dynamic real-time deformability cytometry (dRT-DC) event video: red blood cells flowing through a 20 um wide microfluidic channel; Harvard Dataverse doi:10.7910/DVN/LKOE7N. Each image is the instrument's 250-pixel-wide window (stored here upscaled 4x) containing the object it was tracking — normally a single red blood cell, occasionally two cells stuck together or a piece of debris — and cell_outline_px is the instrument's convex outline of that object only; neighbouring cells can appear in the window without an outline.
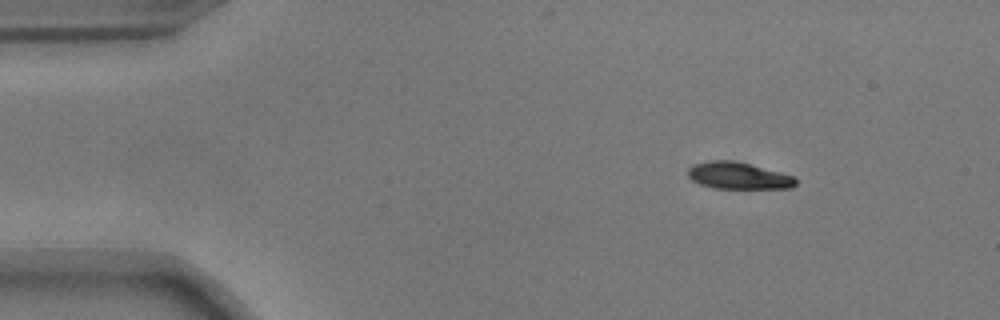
{"species": "common noctule bat (a hibernating species)", "species_latin": "Nyctalus noctula", "temperature_condition": "warm", "stored_images_in_passage": 48, "camera_frame_rate_fps": 3000, "um_per_image_px": 0.085, "animal": {"sex": "male", "body_mass_g": 17.9}, "frame": {"image": 1, "passage_image": 1, "time_ms": 0.0, "image_size_px": [1000, 320], "cell_outline_px": [[796, 184], [792, 188], [712, 188], [700, 184], [692, 180], [688, 176], [688, 168], [692, 164], [712, 160], [736, 160], [796, 176]], "centroid_in_image_um": [62.76, 14.92], "position_along_channel_um": 22.2, "area_um2": 17.05}}
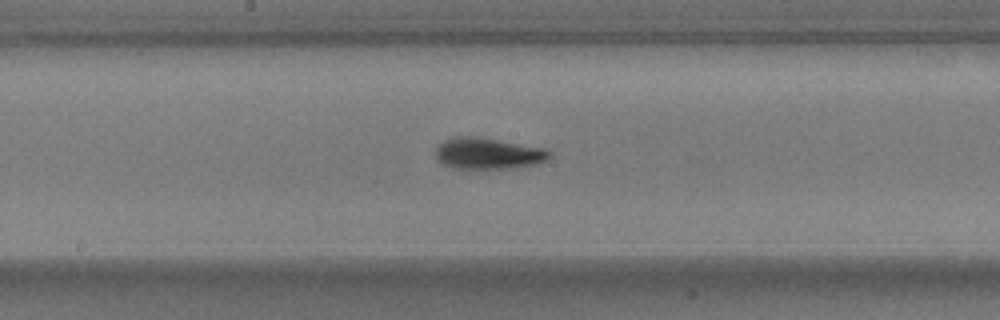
{"frame": {"image": 2, "passage_image": 22, "time_ms": 7.0, "image_size_px": [1000, 320], "cell_outline_px": [[552, 156], [544, 160], [532, 164], [512, 168], [452, 168], [436, 160], [436, 144], [444, 140], [456, 136], [476, 136], [544, 148], [552, 152]], "centroid_in_image_um": [41.43, 13.03], "position_along_channel_um": 206.8, "area_um2": 20.69}}
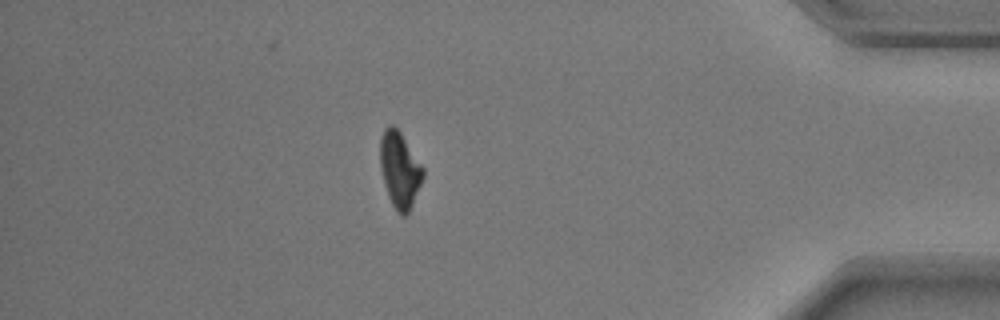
{"frame": {"image": 3, "passage_image": 41, "time_ms": 13.333, "image_size_px": [1000, 320], "cell_outline_px": [[424, 176], [412, 204], [408, 212], [404, 216], [400, 216], [396, 212], [388, 196], [384, 184], [380, 168], [380, 140], [384, 128], [388, 124], [392, 124], [400, 132], [424, 168]], "centroid_in_image_um": [33.96, 14.43], "position_along_channel_um": 401.2, "area_um2": 18.96}, "authors_computed_cell_mechanics": {"area_um2": 19.2474, "velocity_mm_per_s": 3.7246, "shape_relaxation_time_tau1_ms": 2.4189, "shape_relaxation_time_tau2_ms": 4.8498, "deformation_change_tau1": 0.1394, "deformation_change_tau2": 0.0943}}